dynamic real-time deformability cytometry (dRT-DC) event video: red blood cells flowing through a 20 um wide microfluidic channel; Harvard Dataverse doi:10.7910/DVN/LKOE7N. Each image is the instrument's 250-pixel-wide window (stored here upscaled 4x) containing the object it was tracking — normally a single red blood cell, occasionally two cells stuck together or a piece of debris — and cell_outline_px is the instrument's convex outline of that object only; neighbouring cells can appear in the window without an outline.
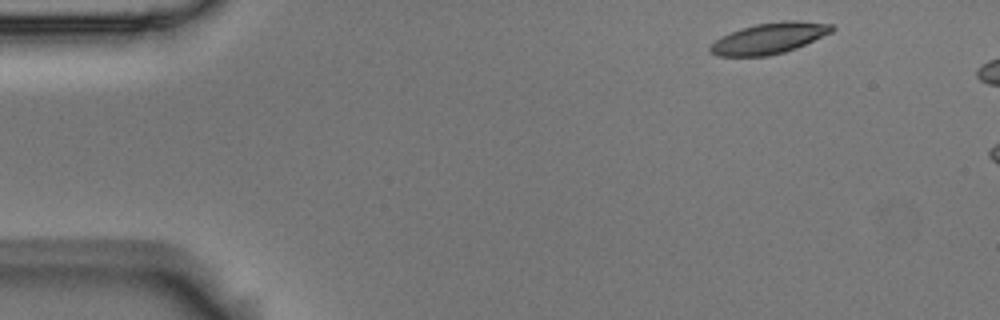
{"species": "Egyptian fruit bat (a non-hibernating species)", "species_latin": "Rousettus aegyptiacus", "temperature_condition": "room temperature", "stored_images_in_passage": 3, "camera_frame_rate_fps": 3000, "um_per_image_px": 0.085, "animal": {"sex": "male"}, "frame": {"image": 1, "passage_image": 1, "time_ms": 0.0, "image_size_px": [1000, 320], "cell_outline_px": [[836, 28], [832, 32], [796, 48], [784, 52], [768, 56], [716, 56], [708, 48], [716, 40], [740, 28], [756, 24], [784, 20], [796, 20], [832, 24]], "centroid_in_image_um": [65.42, 3.25], "position_along_channel_um": 19.6, "area_um2": 21.79}}